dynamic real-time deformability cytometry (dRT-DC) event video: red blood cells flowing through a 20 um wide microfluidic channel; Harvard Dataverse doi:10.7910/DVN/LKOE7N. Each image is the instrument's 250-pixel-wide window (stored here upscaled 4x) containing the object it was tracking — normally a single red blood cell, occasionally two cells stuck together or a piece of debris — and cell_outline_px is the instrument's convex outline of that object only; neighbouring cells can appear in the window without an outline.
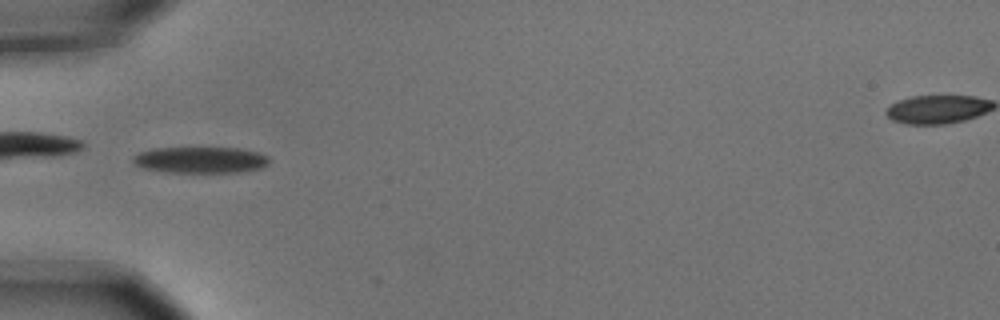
{"species": "common noctule bat (a hibernating species)", "species_latin": "Nyctalus noctula", "temperature_condition": "cold", "stored_images_in_passage": 9, "camera_frame_rate_fps": 3000, "um_per_image_px": 0.085, "animal": {"sex": "male", "body_mass_g": 15.6}, "frame": {"image": 1, "passage_image": 4, "time_ms": 1.0, "image_size_px": [1000, 320], "cell_outline_px": [[272, 160], [264, 168], [240, 172], [168, 172], [144, 168], [136, 164], [132, 160], [132, 156], [140, 152], [152, 148], [236, 148], [256, 152], [268, 156]], "centroid_in_image_um": [17.08, 13.59], "position_along_channel_um": 67.9, "area_um2": 20.87}}
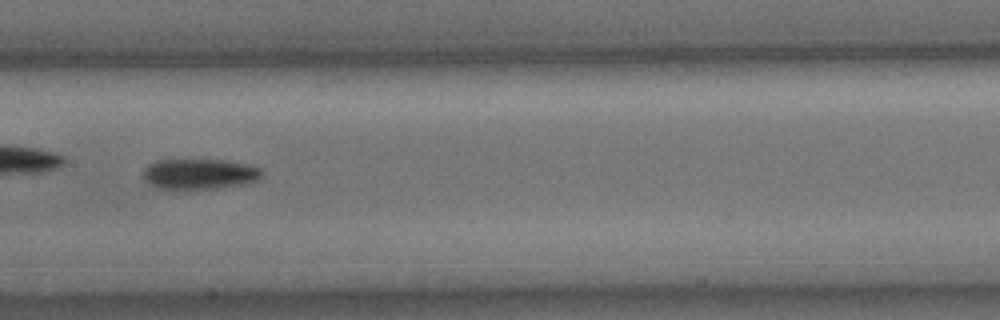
{"frame": {"image": 2, "passage_image": 7, "time_ms": 2.0, "image_size_px": [1000, 320], "cell_outline_px": [[264, 172], [256, 180], [248, 184], [216, 188], [156, 188], [144, 180], [144, 168], [148, 164], [156, 160], [228, 160], [248, 164], [260, 168]], "centroid_in_image_um": [16.98, 14.78], "position_along_channel_um": 190.4, "area_um2": 21.04}}
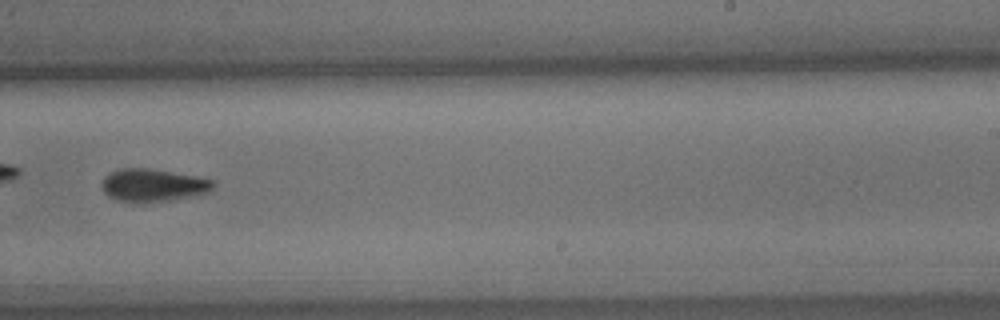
{"frame": {"image": 3, "passage_image": 9, "time_ms": 2.667, "image_size_px": [1000, 320], "cell_outline_px": [[216, 184], [208, 192], [192, 196], [168, 200], [116, 200], [108, 196], [104, 192], [104, 176], [120, 168], [144, 168], [192, 176], [212, 180]], "centroid_in_image_um": [13.01, 15.72], "position_along_channel_um": 276.0, "area_um2": 20.17}}